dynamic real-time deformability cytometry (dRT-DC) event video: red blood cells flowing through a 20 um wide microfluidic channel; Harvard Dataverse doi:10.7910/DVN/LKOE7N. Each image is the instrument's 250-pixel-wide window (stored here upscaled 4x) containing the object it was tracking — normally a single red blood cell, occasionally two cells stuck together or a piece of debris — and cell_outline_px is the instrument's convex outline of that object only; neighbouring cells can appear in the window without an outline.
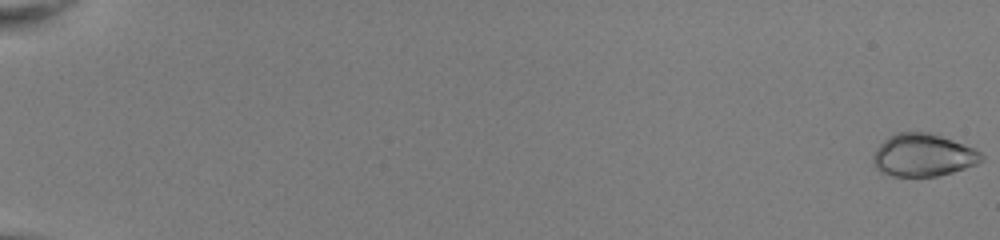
{"species": "common noctule bat (a hibernating species)", "species_latin": "Nyctalus noctula", "temperature_condition": "room temperature", "stored_images_in_passage": 53, "camera_frame_rate_fps": 3000, "um_per_image_px": 0.085, "animal": {"sex": "female", "body_mass_g": 22.0, "forearm_length_mm": 56.7}, "frame": {"image": 1, "passage_image": 1, "time_ms": 0.0, "image_size_px": [1000, 240], "cell_outline_px": [[984, 160], [976, 164], [952, 172], [936, 176], [892, 176], [880, 172], [872, 164], [872, 156], [876, 148], [888, 136], [896, 132], [928, 132], [952, 140], [972, 148], [980, 152], [984, 156]], "centroid_in_image_um": [78.41, 13.19], "position_along_channel_um": 6.6, "area_um2": 26.88}}
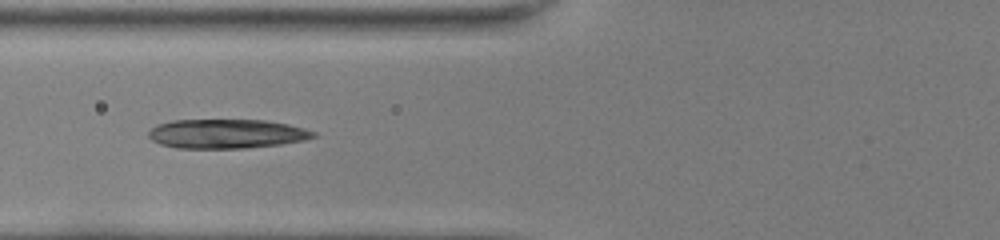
{"frame": {"image": 2, "passage_image": 24, "time_ms": 7.667, "image_size_px": [1000, 240], "cell_outline_px": [[316, 136], [304, 140], [280, 144], [244, 148], [176, 148], [160, 144], [152, 140], [148, 136], [148, 132], [156, 124], [172, 120], [264, 120], [288, 124], [304, 128], [316, 132]], "centroid_in_image_um": [19.23, 11.37], "position_along_channel_um": 106.6, "area_um2": 28.09}}
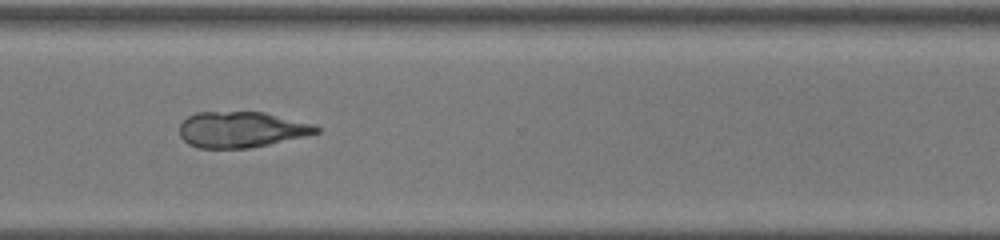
{"frame": {"image": 3, "passage_image": 42, "time_ms": 13.667, "image_size_px": [1000, 240], "cell_outline_px": [[320, 132], [304, 136], [268, 144], [248, 148], [196, 148], [188, 144], [180, 136], [180, 124], [188, 116], [196, 112], [264, 112], [316, 124], [320, 128]], "centroid_in_image_um": [20.52, 11.01], "position_along_channel_um": 350.1, "area_um2": 28.61}, "authors_computed_cell_mechanics": {"area_um2": 28.0908, "velocity_mm_per_s": 4.0585, "shape_relaxation_time_tau1_ms": 4.7314, "shape_relaxation_time_tau2_ms": 2.4924, "deformation_change_tau1": 0.1572, "deformation_change_tau2": 0.0908}}